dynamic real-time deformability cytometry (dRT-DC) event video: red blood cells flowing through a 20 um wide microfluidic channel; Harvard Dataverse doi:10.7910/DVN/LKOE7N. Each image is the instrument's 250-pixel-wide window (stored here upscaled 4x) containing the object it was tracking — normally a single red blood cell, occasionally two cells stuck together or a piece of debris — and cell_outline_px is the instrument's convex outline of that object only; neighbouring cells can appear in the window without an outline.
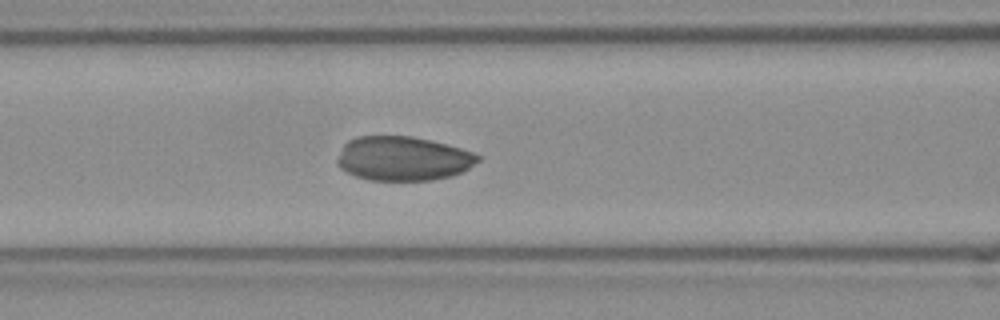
{"species": "Egyptian fruit bat (a non-hibernating species)", "species_latin": "Rousettus aegyptiacus", "temperature_condition": "room temperature", "stored_images_in_passage": 43, "camera_frame_rate_fps": 3000, "um_per_image_px": 0.085, "frame": {"image": 1, "passage_image": 12, "time_ms": 3.667, "image_size_px": [1000, 320], "cell_outline_px": [[480, 160], [468, 168], [452, 176], [432, 180], [368, 180], [356, 176], [340, 168], [336, 164], [336, 160], [344, 144], [348, 140], [356, 136], [412, 136], [460, 148], [472, 152], [480, 156]], "centroid_in_image_um": [34.22, 13.48], "position_along_channel_um": 132.4, "area_um2": 36.13}}
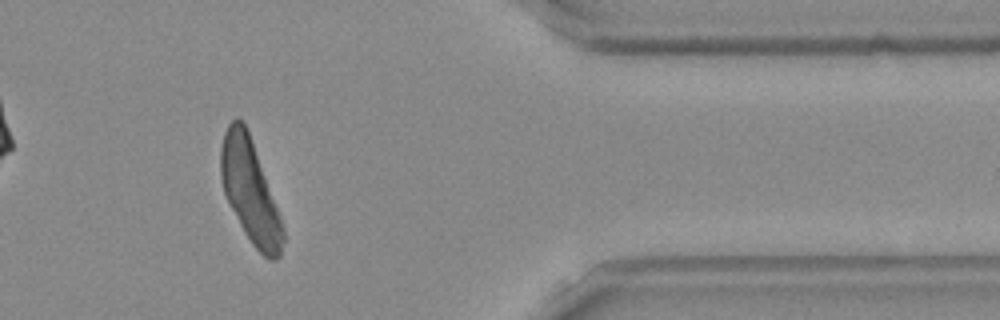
{"frame": {"image": 2, "passage_image": 34, "time_ms": 11.0, "image_size_px": [1000, 320], "cell_outline_px": [[284, 240], [280, 256], [276, 260], [268, 260], [252, 244], [244, 232], [224, 192], [220, 176], [220, 148], [224, 132], [228, 124], [232, 120], [240, 120], [244, 124], [248, 132], [276, 208], [284, 232]], "centroid_in_image_um": [21.22, 16.28], "position_along_channel_um": 390.2, "area_um2": 35.95}}